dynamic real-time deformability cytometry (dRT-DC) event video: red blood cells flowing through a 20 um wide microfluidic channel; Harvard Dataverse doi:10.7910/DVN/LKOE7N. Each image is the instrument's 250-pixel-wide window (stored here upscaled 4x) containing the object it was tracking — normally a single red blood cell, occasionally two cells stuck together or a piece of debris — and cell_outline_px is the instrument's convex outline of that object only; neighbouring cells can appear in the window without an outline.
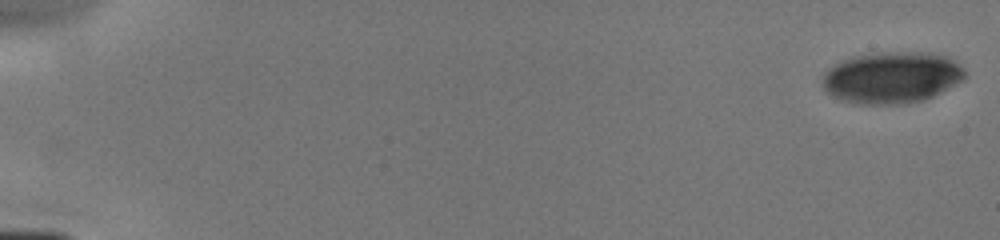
{"species": "human", "species_latin": "Homo sapiens", "temperature_condition": "cold", "stored_images_in_passage": 7, "camera_frame_rate_fps": 3000, "um_per_image_px": 0.085, "donor": {"sex": "male"}, "frame": {"image": 1, "passage_image": 1, "time_ms": 0.0, "image_size_px": [1000, 240], "cell_outline_px": [[964, 76], [960, 80], [940, 92], [932, 96], [920, 100], [904, 104], [860, 104], [836, 96], [828, 92], [824, 88], [824, 72], [828, 68], [852, 56], [880, 52], [928, 52], [948, 56], [960, 64], [964, 68]], "centroid_in_image_um": [75.82, 6.56], "position_along_channel_um": 9.2, "area_um2": 42.19}}
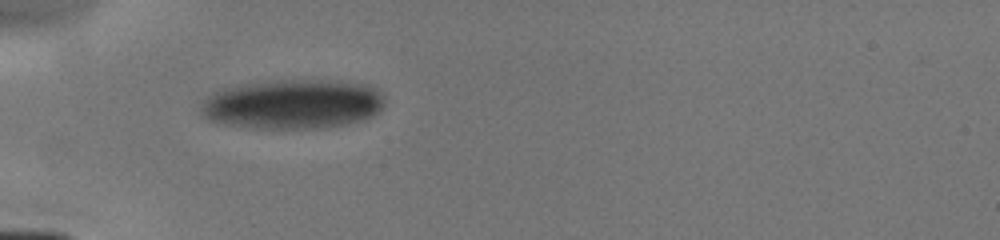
{"frame": {"image": 2, "passage_image": 6, "time_ms": 5.333, "image_size_px": [1000, 240], "cell_outline_px": [[384, 104], [380, 112], [372, 116], [348, 124], [328, 128], [252, 128], [224, 124], [208, 120], [200, 112], [200, 104], [204, 96], [220, 88], [244, 84], [272, 80], [340, 80], [368, 84], [380, 88], [384, 96]], "centroid_in_image_um": [24.9, 8.84], "position_along_channel_um": 60.1, "area_um2": 54.27}}
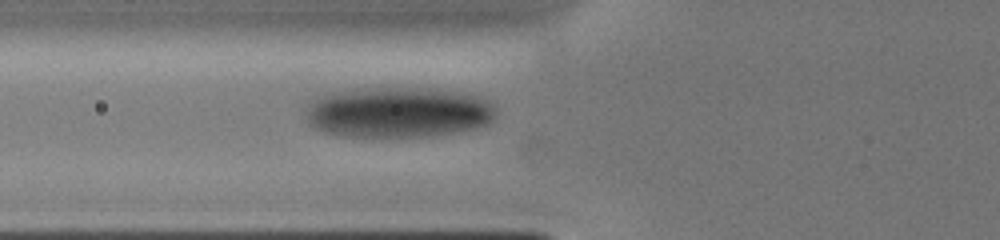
{"frame": {"image": 3, "passage_image": 7, "time_ms": 6.333, "image_size_px": [1000, 240], "cell_outline_px": [[496, 112], [492, 120], [488, 124], [476, 128], [428, 136], [344, 136], [324, 132], [308, 124], [308, 104], [316, 96], [332, 92], [368, 88], [432, 88], [472, 92], [492, 100], [496, 104]], "centroid_in_image_um": [33.94, 9.51], "position_along_channel_um": 91.9, "area_um2": 56.7}}